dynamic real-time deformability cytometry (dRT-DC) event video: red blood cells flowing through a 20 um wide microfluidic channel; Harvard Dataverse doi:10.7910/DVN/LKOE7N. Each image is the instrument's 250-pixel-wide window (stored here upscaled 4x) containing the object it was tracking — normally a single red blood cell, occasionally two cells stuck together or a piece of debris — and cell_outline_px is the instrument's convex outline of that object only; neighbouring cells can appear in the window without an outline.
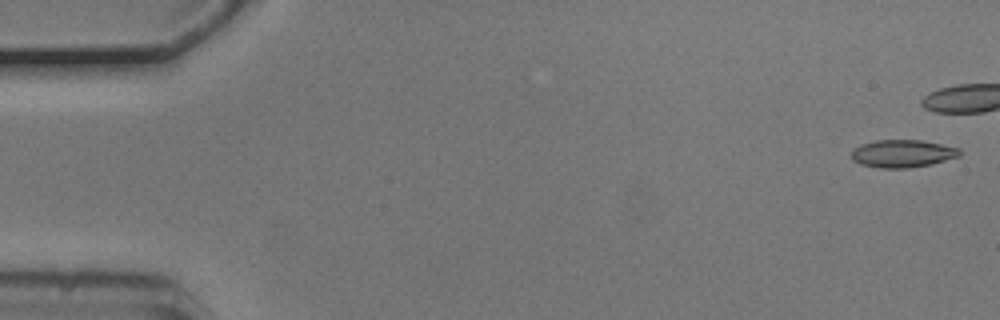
{"species": "common noctule bat (a hibernating species)", "species_latin": "Nyctalus noctula", "temperature_condition": "cold", "stored_images_in_passage": 8, "camera_frame_rate_fps": 3000, "um_per_image_px": 0.085, "animal": {"sex": "male", "body_mass_g": 20.5, "forearm_length_mm": 52.5}, "frame": {"image": 1, "passage_image": 1, "time_ms": 0.0, "image_size_px": [1000, 320], "cell_outline_px": [[960, 156], [932, 164], [908, 168], [880, 168], [860, 164], [852, 160], [852, 148], [860, 144], [876, 140], [920, 140], [960, 148]], "centroid_in_image_um": [76.69, 13.05], "position_along_channel_um": 8.3, "area_um2": 17.51}}
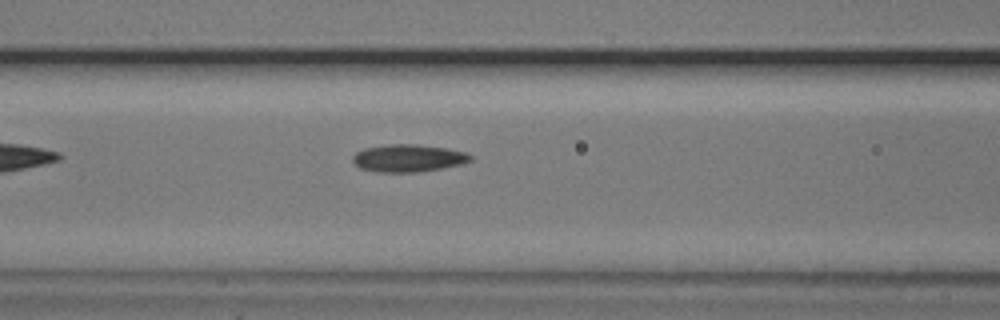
{"frame": {"image": 2, "passage_image": 8, "time_ms": 2.333, "image_size_px": [1000, 320], "cell_outline_px": [[472, 160], [460, 164], [440, 168], [416, 172], [376, 172], [360, 168], [352, 160], [352, 156], [356, 152], [364, 148], [388, 144], [416, 144], [448, 148], [468, 152], [472, 156]], "centroid_in_image_um": [34.7, 13.43], "position_along_channel_um": 131.9, "area_um2": 18.9}}